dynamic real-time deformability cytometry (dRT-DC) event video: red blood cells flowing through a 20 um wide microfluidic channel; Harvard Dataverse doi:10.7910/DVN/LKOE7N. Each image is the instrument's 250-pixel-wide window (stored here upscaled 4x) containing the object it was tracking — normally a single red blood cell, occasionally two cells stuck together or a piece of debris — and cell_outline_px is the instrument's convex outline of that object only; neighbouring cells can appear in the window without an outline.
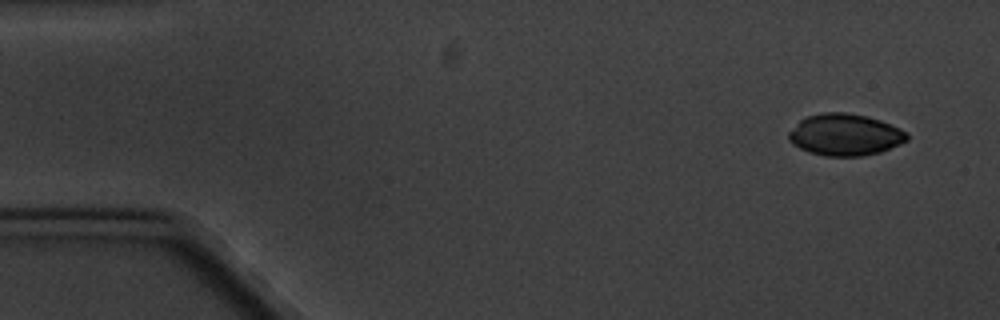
{"species": "common noctule bat (a hibernating species)", "species_latin": "Nyctalus noctula", "temperature_condition": "cold", "stored_images_in_passage": 4, "camera_frame_rate_fps": 3000, "um_per_image_px": 0.085, "animal": {"sex": "male", "body_mass_g": 20.1, "forearm_length_mm": 53.5}, "frame": {"image": 1, "passage_image": 1, "time_ms": 0.0, "image_size_px": [1000, 320], "cell_outline_px": [[908, 140], [900, 144], [880, 152], [860, 156], [824, 156], [808, 152], [792, 144], [788, 140], [788, 132], [800, 120], [808, 116], [824, 112], [848, 112], [880, 120], [900, 128], [908, 136]], "centroid_in_image_um": [71.8, 11.46], "position_along_channel_um": 13.2, "area_um2": 28.73}}
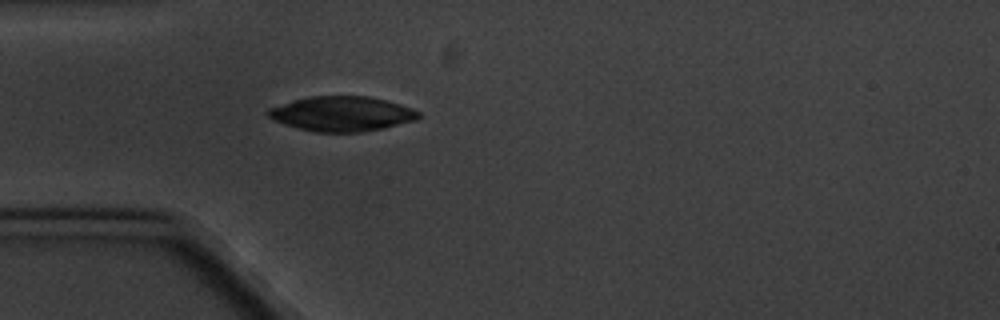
{"frame": {"image": 2, "passage_image": 4, "time_ms": 4.333, "image_size_px": [1000, 320], "cell_outline_px": [[424, 116], [416, 120], [384, 128], [360, 132], [312, 132], [296, 128], [272, 120], [264, 112], [268, 108], [292, 100], [308, 96], [368, 96], [400, 104], [412, 108], [420, 112]], "centroid_in_image_um": [29.03, 9.67], "position_along_channel_um": 56.0, "area_um2": 30.92}}